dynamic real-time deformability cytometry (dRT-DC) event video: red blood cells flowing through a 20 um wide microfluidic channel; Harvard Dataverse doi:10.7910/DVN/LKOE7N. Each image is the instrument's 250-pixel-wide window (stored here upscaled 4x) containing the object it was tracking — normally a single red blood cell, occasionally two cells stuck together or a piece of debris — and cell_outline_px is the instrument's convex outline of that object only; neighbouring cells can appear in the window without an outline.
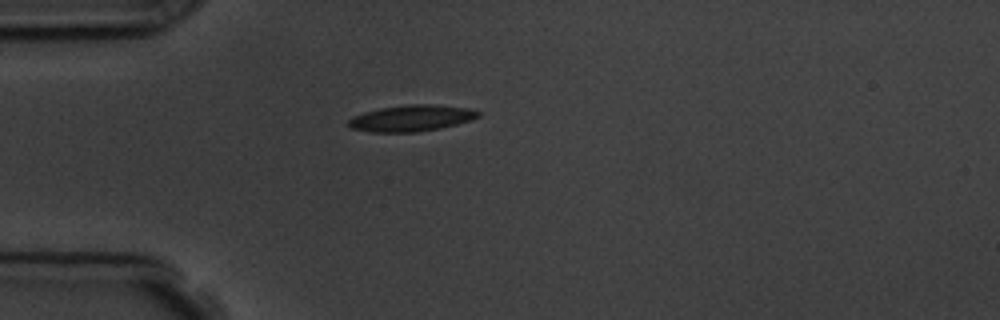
{"species": "common noctule bat (a hibernating species)", "species_latin": "Nyctalus noctula", "temperature_condition": "room temperature", "stored_images_in_passage": 2, "camera_frame_rate_fps": 3000, "um_per_image_px": 0.085, "animal": {"sex": "male", "body_mass_g": 19.5, "forearm_length_mm": 54.6}, "frame": {"image": 1, "passage_image": 1, "time_ms": 0.0, "image_size_px": [1000, 320], "cell_outline_px": [[480, 116], [472, 120], [440, 128], [416, 132], [368, 132], [352, 128], [348, 124], [348, 120], [352, 116], [364, 112], [380, 108], [408, 104], [432, 104], [468, 108], [480, 112]], "centroid_in_image_um": [34.96, 10.04], "position_along_channel_um": 50.0, "area_um2": 19.88}}